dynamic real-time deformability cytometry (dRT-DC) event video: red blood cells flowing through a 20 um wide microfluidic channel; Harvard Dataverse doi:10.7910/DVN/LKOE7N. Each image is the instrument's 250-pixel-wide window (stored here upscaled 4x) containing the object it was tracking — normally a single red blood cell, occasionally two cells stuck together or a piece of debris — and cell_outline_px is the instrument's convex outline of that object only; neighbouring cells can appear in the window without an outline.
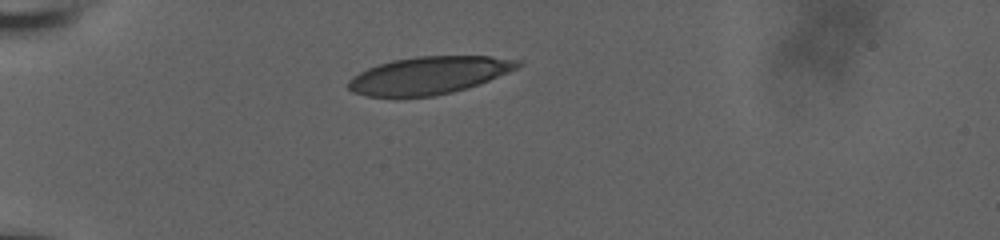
{"species": "human", "species_latin": "Homo sapiens", "temperature_condition": "room temperature", "stored_images_in_passage": 33, "camera_frame_rate_fps": 3000, "um_per_image_px": 0.085, "donor": {"sex": "male"}, "frame": {"image": 1, "passage_image": 1, "time_ms": 0.0, "image_size_px": [1000, 240], "cell_outline_px": [[524, 64], [508, 72], [488, 80], [452, 92], [432, 96], [368, 96], [352, 92], [348, 88], [348, 80], [352, 76], [368, 68], [392, 60], [416, 56], [488, 56], [524, 60]], "centroid_in_image_um": [36.46, 6.39], "position_along_channel_um": 48.5, "area_um2": 36.7}}
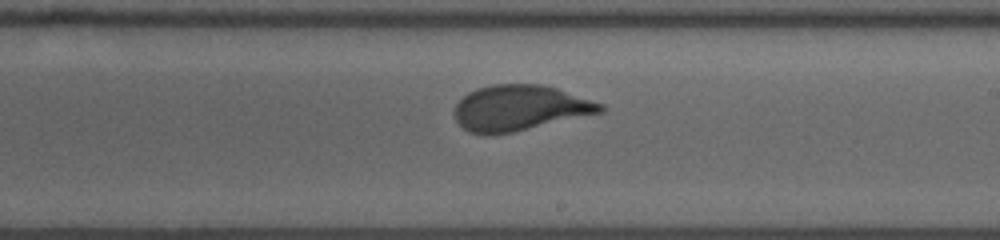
{"frame": {"image": 2, "passage_image": 19, "time_ms": 6.0, "image_size_px": [1000, 240], "cell_outline_px": [[604, 112], [512, 132], [488, 136], [468, 132], [456, 120], [452, 112], [456, 104], [468, 92], [476, 88], [492, 84], [540, 84], [556, 88], [604, 104]], "centroid_in_image_um": [44.14, 9.18], "position_along_channel_um": 244.9, "area_um2": 38.84}}
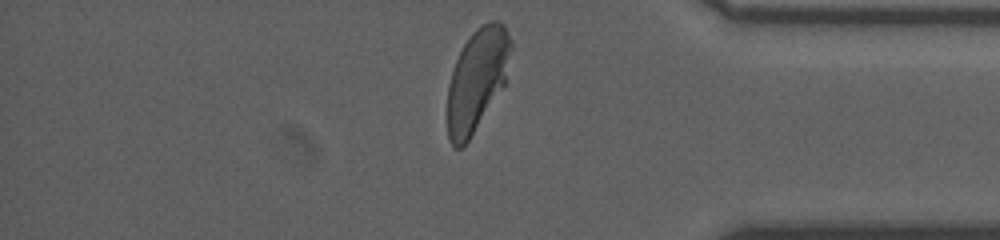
{"frame": {"image": 3, "passage_image": 32, "time_ms": 10.333, "image_size_px": [1000, 240], "cell_outline_px": [[512, 48], [504, 84], [468, 140], [460, 148], [456, 148], [452, 144], [448, 136], [448, 84], [456, 60], [464, 44], [472, 32], [476, 28], [492, 20], [500, 20], [504, 24], [512, 40]], "centroid_in_image_um": [40.56, 6.71], "position_along_channel_um": 394.6, "area_um2": 37.17}, "authors_computed_cell_mechanics": {"area_um2": 38.8416, "velocity_mm_per_s": 3.816, "shape_relaxation_time_tau1_ms": 4.6898, "shape_relaxation_time_tau2_ms": null, "deformation_change_tau1": 0.1834, "deformation_change_tau2": null}}